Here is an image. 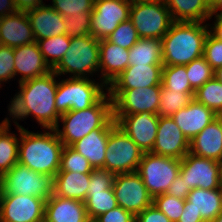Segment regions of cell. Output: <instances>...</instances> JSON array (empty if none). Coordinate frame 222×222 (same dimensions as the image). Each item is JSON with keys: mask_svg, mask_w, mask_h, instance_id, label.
<instances>
[{"mask_svg": "<svg viewBox=\"0 0 222 222\" xmlns=\"http://www.w3.org/2000/svg\"><path fill=\"white\" fill-rule=\"evenodd\" d=\"M58 75L51 71L47 75L19 83L20 91L9 106L12 118H26L33 115L45 129L59 127L60 114L55 106V94L58 88Z\"/></svg>", "mask_w": 222, "mask_h": 222, "instance_id": "obj_1", "label": "cell"}, {"mask_svg": "<svg viewBox=\"0 0 222 222\" xmlns=\"http://www.w3.org/2000/svg\"><path fill=\"white\" fill-rule=\"evenodd\" d=\"M16 126L21 136L19 141L18 163L29 169L55 177L60 168L61 153L64 145L55 129L51 132L33 133Z\"/></svg>", "mask_w": 222, "mask_h": 222, "instance_id": "obj_2", "label": "cell"}, {"mask_svg": "<svg viewBox=\"0 0 222 222\" xmlns=\"http://www.w3.org/2000/svg\"><path fill=\"white\" fill-rule=\"evenodd\" d=\"M202 22L174 21L162 40L163 66L186 65L203 56L209 31Z\"/></svg>", "mask_w": 222, "mask_h": 222, "instance_id": "obj_3", "label": "cell"}, {"mask_svg": "<svg viewBox=\"0 0 222 222\" xmlns=\"http://www.w3.org/2000/svg\"><path fill=\"white\" fill-rule=\"evenodd\" d=\"M60 119L62 131L58 127L55 130L64 146H71L93 130L111 129L116 124L109 93L108 97L105 93L93 106L85 110H70L61 114Z\"/></svg>", "mask_w": 222, "mask_h": 222, "instance_id": "obj_4", "label": "cell"}, {"mask_svg": "<svg viewBox=\"0 0 222 222\" xmlns=\"http://www.w3.org/2000/svg\"><path fill=\"white\" fill-rule=\"evenodd\" d=\"M100 40L91 34L70 38V47L60 63L53 69L57 75L72 73L76 78H85L87 73H95L99 66Z\"/></svg>", "mask_w": 222, "mask_h": 222, "instance_id": "obj_5", "label": "cell"}, {"mask_svg": "<svg viewBox=\"0 0 222 222\" xmlns=\"http://www.w3.org/2000/svg\"><path fill=\"white\" fill-rule=\"evenodd\" d=\"M53 185V176L17 163L0 178V195H30L47 201L53 194Z\"/></svg>", "mask_w": 222, "mask_h": 222, "instance_id": "obj_6", "label": "cell"}, {"mask_svg": "<svg viewBox=\"0 0 222 222\" xmlns=\"http://www.w3.org/2000/svg\"><path fill=\"white\" fill-rule=\"evenodd\" d=\"M104 83H95L91 79L70 77L58 83L55 94V106L61 115L70 110H85L93 106L105 93Z\"/></svg>", "mask_w": 222, "mask_h": 222, "instance_id": "obj_7", "label": "cell"}, {"mask_svg": "<svg viewBox=\"0 0 222 222\" xmlns=\"http://www.w3.org/2000/svg\"><path fill=\"white\" fill-rule=\"evenodd\" d=\"M180 165V159L148 152L143 153L136 172L154 199L167 192L169 186L180 174Z\"/></svg>", "mask_w": 222, "mask_h": 222, "instance_id": "obj_8", "label": "cell"}, {"mask_svg": "<svg viewBox=\"0 0 222 222\" xmlns=\"http://www.w3.org/2000/svg\"><path fill=\"white\" fill-rule=\"evenodd\" d=\"M142 155L138 145L115 124L110 129L103 169L114 174L136 172Z\"/></svg>", "mask_w": 222, "mask_h": 222, "instance_id": "obj_9", "label": "cell"}, {"mask_svg": "<svg viewBox=\"0 0 222 222\" xmlns=\"http://www.w3.org/2000/svg\"><path fill=\"white\" fill-rule=\"evenodd\" d=\"M140 38L161 39L174 22L164 1L131 4L130 16Z\"/></svg>", "mask_w": 222, "mask_h": 222, "instance_id": "obj_10", "label": "cell"}, {"mask_svg": "<svg viewBox=\"0 0 222 222\" xmlns=\"http://www.w3.org/2000/svg\"><path fill=\"white\" fill-rule=\"evenodd\" d=\"M162 85L128 90H108L112 99L113 119L140 112L158 113Z\"/></svg>", "mask_w": 222, "mask_h": 222, "instance_id": "obj_11", "label": "cell"}, {"mask_svg": "<svg viewBox=\"0 0 222 222\" xmlns=\"http://www.w3.org/2000/svg\"><path fill=\"white\" fill-rule=\"evenodd\" d=\"M180 175L191 190L222 189V163L188 152L181 159Z\"/></svg>", "mask_w": 222, "mask_h": 222, "instance_id": "obj_12", "label": "cell"}, {"mask_svg": "<svg viewBox=\"0 0 222 222\" xmlns=\"http://www.w3.org/2000/svg\"><path fill=\"white\" fill-rule=\"evenodd\" d=\"M113 191L118 206L135 216L153 204V198L137 172L116 174Z\"/></svg>", "mask_w": 222, "mask_h": 222, "instance_id": "obj_13", "label": "cell"}, {"mask_svg": "<svg viewBox=\"0 0 222 222\" xmlns=\"http://www.w3.org/2000/svg\"><path fill=\"white\" fill-rule=\"evenodd\" d=\"M131 4L127 0H95L91 14V35L107 39L117 26L129 19Z\"/></svg>", "mask_w": 222, "mask_h": 222, "instance_id": "obj_14", "label": "cell"}, {"mask_svg": "<svg viewBox=\"0 0 222 222\" xmlns=\"http://www.w3.org/2000/svg\"><path fill=\"white\" fill-rule=\"evenodd\" d=\"M46 200L30 195H0V222H41Z\"/></svg>", "mask_w": 222, "mask_h": 222, "instance_id": "obj_15", "label": "cell"}, {"mask_svg": "<svg viewBox=\"0 0 222 222\" xmlns=\"http://www.w3.org/2000/svg\"><path fill=\"white\" fill-rule=\"evenodd\" d=\"M159 116L151 112L122 115L117 126L123 130L142 150L151 152L156 141Z\"/></svg>", "mask_w": 222, "mask_h": 222, "instance_id": "obj_16", "label": "cell"}, {"mask_svg": "<svg viewBox=\"0 0 222 222\" xmlns=\"http://www.w3.org/2000/svg\"><path fill=\"white\" fill-rule=\"evenodd\" d=\"M190 150V142L171 117H159L153 154L182 159Z\"/></svg>", "mask_w": 222, "mask_h": 222, "instance_id": "obj_17", "label": "cell"}, {"mask_svg": "<svg viewBox=\"0 0 222 222\" xmlns=\"http://www.w3.org/2000/svg\"><path fill=\"white\" fill-rule=\"evenodd\" d=\"M217 117L213 110L195 99L171 116L189 142Z\"/></svg>", "mask_w": 222, "mask_h": 222, "instance_id": "obj_18", "label": "cell"}, {"mask_svg": "<svg viewBox=\"0 0 222 222\" xmlns=\"http://www.w3.org/2000/svg\"><path fill=\"white\" fill-rule=\"evenodd\" d=\"M163 65L128 66L110 85L108 90H128L162 85Z\"/></svg>", "mask_w": 222, "mask_h": 222, "instance_id": "obj_19", "label": "cell"}, {"mask_svg": "<svg viewBox=\"0 0 222 222\" xmlns=\"http://www.w3.org/2000/svg\"><path fill=\"white\" fill-rule=\"evenodd\" d=\"M36 42L26 12L0 17V43L8 47H18Z\"/></svg>", "mask_w": 222, "mask_h": 222, "instance_id": "obj_20", "label": "cell"}, {"mask_svg": "<svg viewBox=\"0 0 222 222\" xmlns=\"http://www.w3.org/2000/svg\"><path fill=\"white\" fill-rule=\"evenodd\" d=\"M15 75L22 77L19 83L47 75L53 71L40 52L37 42L14 47Z\"/></svg>", "mask_w": 222, "mask_h": 222, "instance_id": "obj_21", "label": "cell"}, {"mask_svg": "<svg viewBox=\"0 0 222 222\" xmlns=\"http://www.w3.org/2000/svg\"><path fill=\"white\" fill-rule=\"evenodd\" d=\"M36 41L66 34L65 18L51 6L40 5L26 11Z\"/></svg>", "mask_w": 222, "mask_h": 222, "instance_id": "obj_22", "label": "cell"}, {"mask_svg": "<svg viewBox=\"0 0 222 222\" xmlns=\"http://www.w3.org/2000/svg\"><path fill=\"white\" fill-rule=\"evenodd\" d=\"M189 152L222 163V116H218L192 139Z\"/></svg>", "mask_w": 222, "mask_h": 222, "instance_id": "obj_23", "label": "cell"}, {"mask_svg": "<svg viewBox=\"0 0 222 222\" xmlns=\"http://www.w3.org/2000/svg\"><path fill=\"white\" fill-rule=\"evenodd\" d=\"M99 53L103 83L108 86L129 66V50L102 39Z\"/></svg>", "mask_w": 222, "mask_h": 222, "instance_id": "obj_24", "label": "cell"}, {"mask_svg": "<svg viewBox=\"0 0 222 222\" xmlns=\"http://www.w3.org/2000/svg\"><path fill=\"white\" fill-rule=\"evenodd\" d=\"M85 203L52 194L45 203L46 222H86Z\"/></svg>", "mask_w": 222, "mask_h": 222, "instance_id": "obj_25", "label": "cell"}, {"mask_svg": "<svg viewBox=\"0 0 222 222\" xmlns=\"http://www.w3.org/2000/svg\"><path fill=\"white\" fill-rule=\"evenodd\" d=\"M109 134L110 129L93 130L73 143L71 147L85 157L93 169L104 168Z\"/></svg>", "mask_w": 222, "mask_h": 222, "instance_id": "obj_26", "label": "cell"}, {"mask_svg": "<svg viewBox=\"0 0 222 222\" xmlns=\"http://www.w3.org/2000/svg\"><path fill=\"white\" fill-rule=\"evenodd\" d=\"M173 21L204 22L213 16L207 0H164Z\"/></svg>", "mask_w": 222, "mask_h": 222, "instance_id": "obj_27", "label": "cell"}, {"mask_svg": "<svg viewBox=\"0 0 222 222\" xmlns=\"http://www.w3.org/2000/svg\"><path fill=\"white\" fill-rule=\"evenodd\" d=\"M90 175L74 172H57L54 177L53 194L62 198L84 202L90 185Z\"/></svg>", "mask_w": 222, "mask_h": 222, "instance_id": "obj_28", "label": "cell"}, {"mask_svg": "<svg viewBox=\"0 0 222 222\" xmlns=\"http://www.w3.org/2000/svg\"><path fill=\"white\" fill-rule=\"evenodd\" d=\"M187 200L204 222H212L222 212V189L195 188L189 192Z\"/></svg>", "mask_w": 222, "mask_h": 222, "instance_id": "obj_29", "label": "cell"}, {"mask_svg": "<svg viewBox=\"0 0 222 222\" xmlns=\"http://www.w3.org/2000/svg\"><path fill=\"white\" fill-rule=\"evenodd\" d=\"M162 40L158 38H140L129 49V66L163 65Z\"/></svg>", "mask_w": 222, "mask_h": 222, "instance_id": "obj_30", "label": "cell"}, {"mask_svg": "<svg viewBox=\"0 0 222 222\" xmlns=\"http://www.w3.org/2000/svg\"><path fill=\"white\" fill-rule=\"evenodd\" d=\"M9 123L6 118L0 124V178L18 163L19 141L8 132Z\"/></svg>", "mask_w": 222, "mask_h": 222, "instance_id": "obj_31", "label": "cell"}, {"mask_svg": "<svg viewBox=\"0 0 222 222\" xmlns=\"http://www.w3.org/2000/svg\"><path fill=\"white\" fill-rule=\"evenodd\" d=\"M42 56L53 70L62 60L70 47V37L66 34L36 41ZM48 57L51 59L49 60Z\"/></svg>", "mask_w": 222, "mask_h": 222, "instance_id": "obj_32", "label": "cell"}, {"mask_svg": "<svg viewBox=\"0 0 222 222\" xmlns=\"http://www.w3.org/2000/svg\"><path fill=\"white\" fill-rule=\"evenodd\" d=\"M194 99L222 116V82L216 77L205 82L194 93Z\"/></svg>", "mask_w": 222, "mask_h": 222, "instance_id": "obj_33", "label": "cell"}, {"mask_svg": "<svg viewBox=\"0 0 222 222\" xmlns=\"http://www.w3.org/2000/svg\"><path fill=\"white\" fill-rule=\"evenodd\" d=\"M194 99V94L165 89L160 92V104L157 115L159 117H171L181 108L186 107Z\"/></svg>", "mask_w": 222, "mask_h": 222, "instance_id": "obj_34", "label": "cell"}, {"mask_svg": "<svg viewBox=\"0 0 222 222\" xmlns=\"http://www.w3.org/2000/svg\"><path fill=\"white\" fill-rule=\"evenodd\" d=\"M84 203L87 216L90 218H97L118 206L113 188L87 194Z\"/></svg>", "mask_w": 222, "mask_h": 222, "instance_id": "obj_35", "label": "cell"}, {"mask_svg": "<svg viewBox=\"0 0 222 222\" xmlns=\"http://www.w3.org/2000/svg\"><path fill=\"white\" fill-rule=\"evenodd\" d=\"M162 86L165 89L178 91L180 93H195V91L190 86L185 65L163 66Z\"/></svg>", "mask_w": 222, "mask_h": 222, "instance_id": "obj_36", "label": "cell"}, {"mask_svg": "<svg viewBox=\"0 0 222 222\" xmlns=\"http://www.w3.org/2000/svg\"><path fill=\"white\" fill-rule=\"evenodd\" d=\"M92 171L93 167L85 157L79 154L71 146L63 147L58 172L91 174Z\"/></svg>", "mask_w": 222, "mask_h": 222, "instance_id": "obj_37", "label": "cell"}, {"mask_svg": "<svg viewBox=\"0 0 222 222\" xmlns=\"http://www.w3.org/2000/svg\"><path fill=\"white\" fill-rule=\"evenodd\" d=\"M185 67L190 86L194 91L214 77L215 70L208 64L203 56L194 59L189 64H186Z\"/></svg>", "mask_w": 222, "mask_h": 222, "instance_id": "obj_38", "label": "cell"}, {"mask_svg": "<svg viewBox=\"0 0 222 222\" xmlns=\"http://www.w3.org/2000/svg\"><path fill=\"white\" fill-rule=\"evenodd\" d=\"M140 39L130 19L120 23L107 40L120 47L130 49Z\"/></svg>", "mask_w": 222, "mask_h": 222, "instance_id": "obj_39", "label": "cell"}, {"mask_svg": "<svg viewBox=\"0 0 222 222\" xmlns=\"http://www.w3.org/2000/svg\"><path fill=\"white\" fill-rule=\"evenodd\" d=\"M153 204L172 222H177L184 210L185 200L165 193L156 196L153 199Z\"/></svg>", "mask_w": 222, "mask_h": 222, "instance_id": "obj_40", "label": "cell"}, {"mask_svg": "<svg viewBox=\"0 0 222 222\" xmlns=\"http://www.w3.org/2000/svg\"><path fill=\"white\" fill-rule=\"evenodd\" d=\"M55 11L64 18L70 15H83L86 11H93L95 0H52Z\"/></svg>", "mask_w": 222, "mask_h": 222, "instance_id": "obj_41", "label": "cell"}, {"mask_svg": "<svg viewBox=\"0 0 222 222\" xmlns=\"http://www.w3.org/2000/svg\"><path fill=\"white\" fill-rule=\"evenodd\" d=\"M91 14L86 11L83 15H70L65 18L66 35L70 38L91 34Z\"/></svg>", "mask_w": 222, "mask_h": 222, "instance_id": "obj_42", "label": "cell"}, {"mask_svg": "<svg viewBox=\"0 0 222 222\" xmlns=\"http://www.w3.org/2000/svg\"><path fill=\"white\" fill-rule=\"evenodd\" d=\"M203 57L214 70L222 66V40L215 37L211 30L205 39Z\"/></svg>", "mask_w": 222, "mask_h": 222, "instance_id": "obj_43", "label": "cell"}, {"mask_svg": "<svg viewBox=\"0 0 222 222\" xmlns=\"http://www.w3.org/2000/svg\"><path fill=\"white\" fill-rule=\"evenodd\" d=\"M115 175L113 172H109L103 168L93 169L90 175V185L87 194L113 188Z\"/></svg>", "mask_w": 222, "mask_h": 222, "instance_id": "obj_44", "label": "cell"}, {"mask_svg": "<svg viewBox=\"0 0 222 222\" xmlns=\"http://www.w3.org/2000/svg\"><path fill=\"white\" fill-rule=\"evenodd\" d=\"M13 77H15L14 48L0 45V83Z\"/></svg>", "mask_w": 222, "mask_h": 222, "instance_id": "obj_45", "label": "cell"}, {"mask_svg": "<svg viewBox=\"0 0 222 222\" xmlns=\"http://www.w3.org/2000/svg\"><path fill=\"white\" fill-rule=\"evenodd\" d=\"M99 222H135L136 216L120 206L97 217Z\"/></svg>", "mask_w": 222, "mask_h": 222, "instance_id": "obj_46", "label": "cell"}, {"mask_svg": "<svg viewBox=\"0 0 222 222\" xmlns=\"http://www.w3.org/2000/svg\"><path fill=\"white\" fill-rule=\"evenodd\" d=\"M135 222H172L163 212L154 204L144 209L136 215Z\"/></svg>", "mask_w": 222, "mask_h": 222, "instance_id": "obj_47", "label": "cell"}, {"mask_svg": "<svg viewBox=\"0 0 222 222\" xmlns=\"http://www.w3.org/2000/svg\"><path fill=\"white\" fill-rule=\"evenodd\" d=\"M191 189L187 187L186 183L182 181V177L179 174L175 180L172 182V184L169 186L166 193L175 196L179 199H187V196Z\"/></svg>", "mask_w": 222, "mask_h": 222, "instance_id": "obj_48", "label": "cell"}, {"mask_svg": "<svg viewBox=\"0 0 222 222\" xmlns=\"http://www.w3.org/2000/svg\"><path fill=\"white\" fill-rule=\"evenodd\" d=\"M177 222H204L201 214L197 213L193 208L189 207V201L185 199L184 210Z\"/></svg>", "mask_w": 222, "mask_h": 222, "instance_id": "obj_49", "label": "cell"}, {"mask_svg": "<svg viewBox=\"0 0 222 222\" xmlns=\"http://www.w3.org/2000/svg\"><path fill=\"white\" fill-rule=\"evenodd\" d=\"M14 3L17 10L21 12H26L43 5L42 0H14Z\"/></svg>", "mask_w": 222, "mask_h": 222, "instance_id": "obj_50", "label": "cell"}, {"mask_svg": "<svg viewBox=\"0 0 222 222\" xmlns=\"http://www.w3.org/2000/svg\"><path fill=\"white\" fill-rule=\"evenodd\" d=\"M14 0H0V17L17 13Z\"/></svg>", "mask_w": 222, "mask_h": 222, "instance_id": "obj_51", "label": "cell"}, {"mask_svg": "<svg viewBox=\"0 0 222 222\" xmlns=\"http://www.w3.org/2000/svg\"><path fill=\"white\" fill-rule=\"evenodd\" d=\"M216 14V22H214V27H211L214 32L211 31V33L218 39L222 40V14Z\"/></svg>", "mask_w": 222, "mask_h": 222, "instance_id": "obj_52", "label": "cell"}, {"mask_svg": "<svg viewBox=\"0 0 222 222\" xmlns=\"http://www.w3.org/2000/svg\"><path fill=\"white\" fill-rule=\"evenodd\" d=\"M219 9L222 10V0H218V1L212 6V12H213V14L217 13ZM219 14H222V11H221Z\"/></svg>", "mask_w": 222, "mask_h": 222, "instance_id": "obj_53", "label": "cell"}, {"mask_svg": "<svg viewBox=\"0 0 222 222\" xmlns=\"http://www.w3.org/2000/svg\"><path fill=\"white\" fill-rule=\"evenodd\" d=\"M130 4H135V3H151V2H160L164 0H127Z\"/></svg>", "mask_w": 222, "mask_h": 222, "instance_id": "obj_54", "label": "cell"}, {"mask_svg": "<svg viewBox=\"0 0 222 222\" xmlns=\"http://www.w3.org/2000/svg\"><path fill=\"white\" fill-rule=\"evenodd\" d=\"M214 77H216L220 82H222V66L215 70Z\"/></svg>", "mask_w": 222, "mask_h": 222, "instance_id": "obj_55", "label": "cell"}, {"mask_svg": "<svg viewBox=\"0 0 222 222\" xmlns=\"http://www.w3.org/2000/svg\"><path fill=\"white\" fill-rule=\"evenodd\" d=\"M212 222H222V212Z\"/></svg>", "mask_w": 222, "mask_h": 222, "instance_id": "obj_56", "label": "cell"}, {"mask_svg": "<svg viewBox=\"0 0 222 222\" xmlns=\"http://www.w3.org/2000/svg\"><path fill=\"white\" fill-rule=\"evenodd\" d=\"M86 222H99L97 218H90L88 217Z\"/></svg>", "mask_w": 222, "mask_h": 222, "instance_id": "obj_57", "label": "cell"}, {"mask_svg": "<svg viewBox=\"0 0 222 222\" xmlns=\"http://www.w3.org/2000/svg\"><path fill=\"white\" fill-rule=\"evenodd\" d=\"M211 6H213L218 0H207Z\"/></svg>", "mask_w": 222, "mask_h": 222, "instance_id": "obj_58", "label": "cell"}]
</instances>
